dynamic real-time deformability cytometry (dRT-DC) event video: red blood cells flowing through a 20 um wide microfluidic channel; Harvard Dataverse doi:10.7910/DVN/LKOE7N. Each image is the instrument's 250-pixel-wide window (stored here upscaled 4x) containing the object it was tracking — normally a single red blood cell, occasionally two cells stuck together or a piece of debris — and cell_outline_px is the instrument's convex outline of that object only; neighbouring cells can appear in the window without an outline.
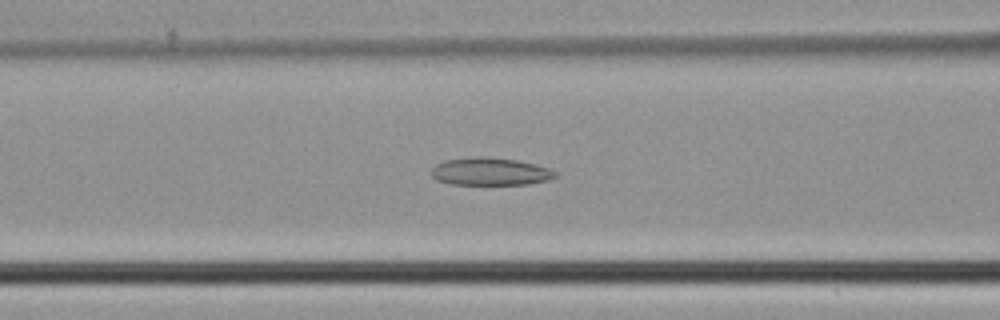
{"species": "common noctule bat (a hibernating species)", "species_latin": "Nyctalus noctula", "temperature_condition": "cold", "stored_images_in_passage": 48, "camera_frame_rate_fps": 3000, "um_per_image_px": 0.085, "animal": {"sex": "male", "body_mass_g": 21.5, "forearm_length_mm": 52.0}, "frame": {"image": 1, "passage_image": 20, "time_ms": 6.333, "image_size_px": [1000, 320], "cell_outline_px": [[556, 176], [548, 180], [528, 184], [452, 184], [436, 180], [432, 176], [432, 168], [436, 164], [444, 160], [476, 156], [484, 156], [516, 160], [536, 164], [548, 168], [556, 172]], "centroid_in_image_um": [41.65, 14.57], "position_along_channel_um": 125.0, "area_um2": 19.94}}
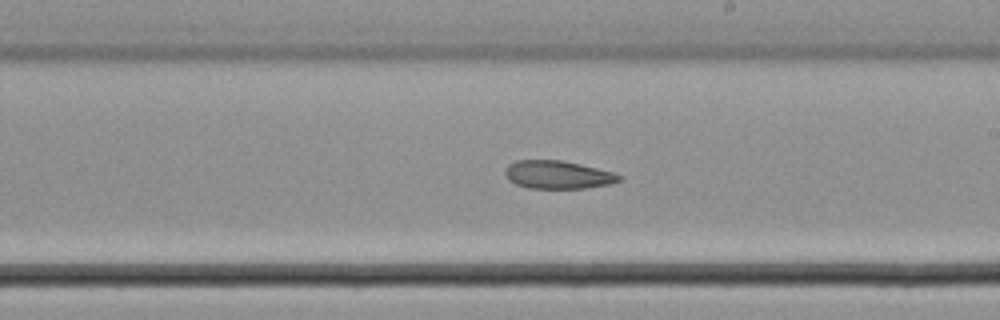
{"frame": {"image": 2, "passage_image": 28, "time_ms": 9.0, "image_size_px": [1000, 320], "cell_outline_px": [[624, 176], [620, 180], [612, 184], [584, 188], [528, 188], [516, 184], [508, 180], [504, 172], [508, 164], [516, 160], [560, 160], [580, 164], [612, 172]], "centroid_in_image_um": [47.4, 14.85], "position_along_channel_um": 241.6, "area_um2": 18.67}}
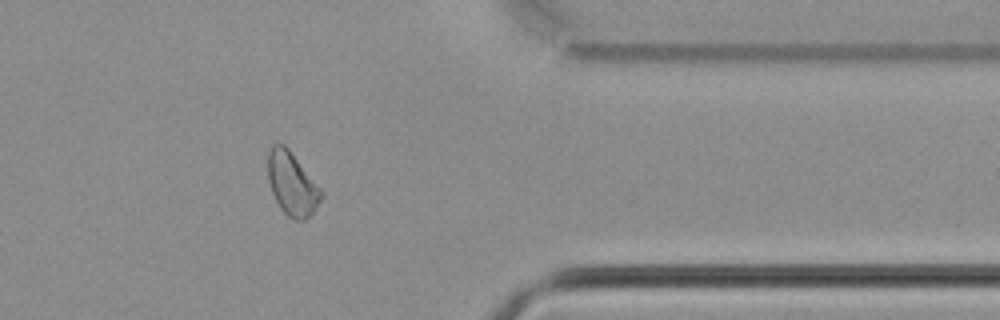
{"frame": {"image": 3, "passage_image": 39, "time_ms": 12.667, "image_size_px": [1000, 320], "cell_outline_px": [[324, 196], [312, 212], [304, 220], [296, 220], [288, 216], [280, 208], [272, 192], [268, 180], [268, 152], [272, 144], [284, 144], [288, 148], [324, 192]], "centroid_in_image_um": [24.82, 15.62], "position_along_channel_um": 386.6, "area_um2": 19.48}}